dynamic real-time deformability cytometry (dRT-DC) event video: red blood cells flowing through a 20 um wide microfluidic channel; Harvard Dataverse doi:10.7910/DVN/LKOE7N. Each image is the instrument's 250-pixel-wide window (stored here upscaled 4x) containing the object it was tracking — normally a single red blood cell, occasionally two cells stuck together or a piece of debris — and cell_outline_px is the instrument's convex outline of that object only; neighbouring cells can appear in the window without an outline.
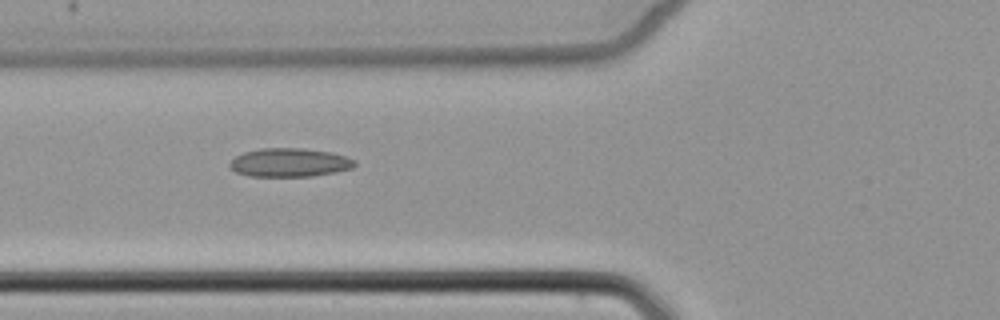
{"species": "common noctule bat (a hibernating species)", "species_latin": "Nyctalus noctula", "temperature_condition": "cold", "stored_images_in_passage": 4, "camera_frame_rate_fps": 3000, "um_per_image_px": 0.085, "animal": {"sex": "female", "body_mass_g": 22.7, "forearm_length_mm": 54.2}, "frame": {"image": 1, "passage_image": 2, "time_ms": 1.0, "image_size_px": [1000, 320], "cell_outline_px": [[356, 164], [352, 168], [336, 172], [312, 176], [248, 176], [236, 172], [228, 164], [236, 156], [244, 152], [260, 148], [304, 148], [332, 152], [356, 160]], "centroid_in_image_um": [24.63, 13.81], "position_along_channel_um": 101.2, "area_um2": 20.87}}
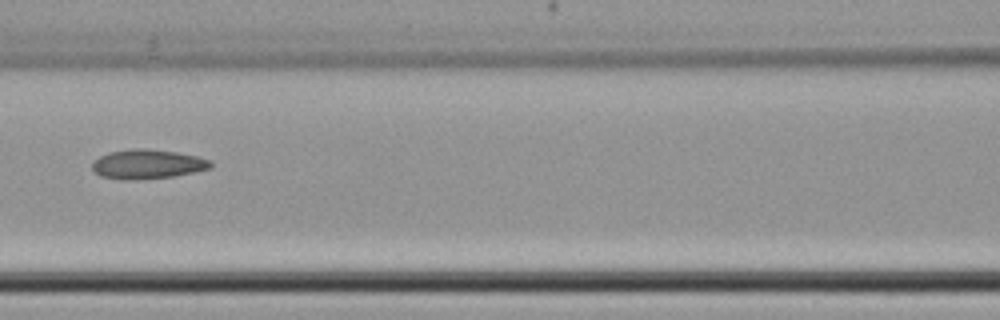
{"frame": {"image": 2, "passage_image": 3, "time_ms": 2.333, "image_size_px": [1000, 320], "cell_outline_px": [[212, 168], [196, 172], [172, 176], [136, 180], [120, 180], [100, 176], [92, 168], [92, 164], [100, 156], [108, 152], [136, 148], [144, 148], [176, 152], [196, 156], [212, 160]], "centroid_in_image_um": [12.55, 13.96], "position_along_channel_um": 154.0, "area_um2": 20.35}}
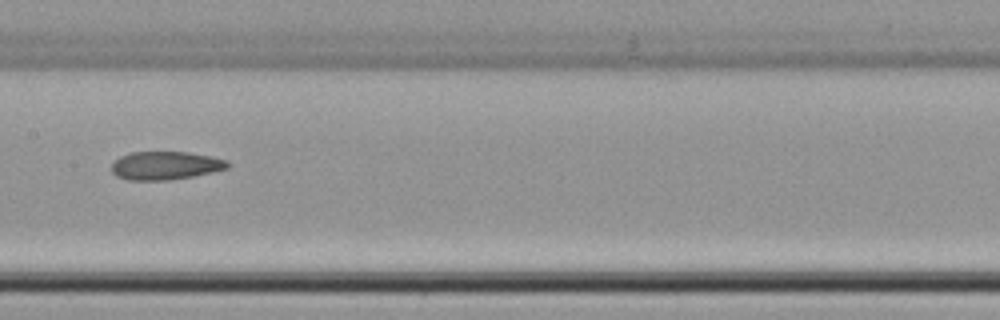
{"frame": {"image": 3, "passage_image": 4, "time_ms": 3.333, "image_size_px": [1000, 320], "cell_outline_px": [[232, 164], [228, 168], [212, 172], [192, 176], [168, 180], [128, 180], [116, 176], [112, 172], [112, 164], [120, 156], [128, 152], [188, 152], [212, 156], [228, 160]], "centroid_in_image_um": [14.08, 14.06], "position_along_channel_um": 193.3, "area_um2": 19.25}}